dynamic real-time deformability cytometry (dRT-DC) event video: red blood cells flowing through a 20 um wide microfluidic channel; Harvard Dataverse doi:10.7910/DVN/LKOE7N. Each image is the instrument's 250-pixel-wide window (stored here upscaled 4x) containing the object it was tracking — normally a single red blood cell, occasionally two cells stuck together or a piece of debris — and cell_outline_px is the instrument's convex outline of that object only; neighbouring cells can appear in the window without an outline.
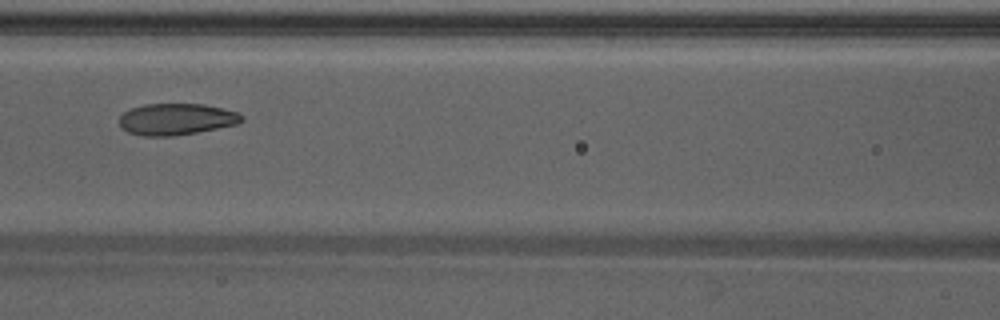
{"species": "Egyptian fruit bat (a non-hibernating species)", "species_latin": "Rousettus aegyptiacus", "temperature_condition": "warm", "stored_images_in_passage": 47, "camera_frame_rate_fps": 3000, "um_per_image_px": 0.085, "animal": {"sex": "male"}, "frame": {"image": 1, "passage_image": 22, "time_ms": 7.0, "image_size_px": [1000, 320], "cell_outline_px": [[244, 120], [236, 124], [196, 132], [172, 136], [144, 136], [128, 132], [120, 128], [120, 116], [128, 108], [144, 104], [204, 104], [236, 112], [244, 116]], "centroid_in_image_um": [14.94, 10.13], "position_along_channel_um": 151.7, "area_um2": 22.43}}
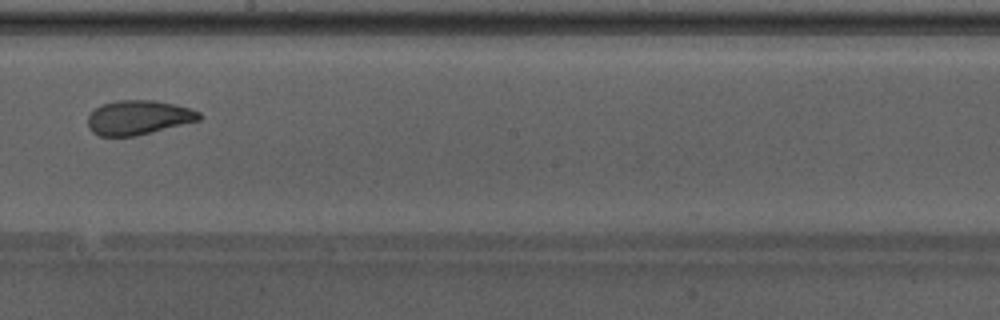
{"frame": {"image": 2, "passage_image": 28, "time_ms": 9.0, "image_size_px": [1000, 320], "cell_outline_px": [[200, 120], [136, 136], [100, 136], [92, 132], [88, 128], [88, 116], [100, 104], [116, 100], [156, 100], [188, 108], [200, 112]], "centroid_in_image_um": [11.73, 9.99], "position_along_channel_um": 236.5, "area_um2": 22.25}}
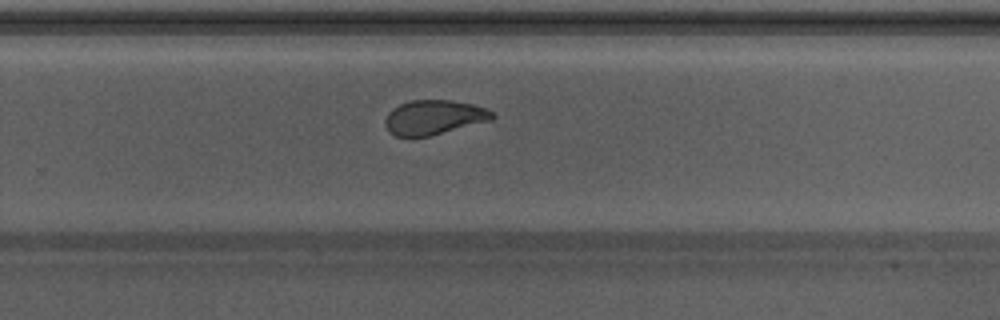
{"frame": {"image": 3, "passage_image": 32, "time_ms": 10.333, "image_size_px": [1000, 320], "cell_outline_px": [[496, 116], [492, 120], [428, 136], [396, 136], [388, 132], [384, 124], [384, 120], [388, 112], [392, 108], [400, 104], [412, 100], [452, 100], [472, 104], [488, 108]], "centroid_in_image_um": [36.87, 9.96], "position_along_channel_um": 292.9, "area_um2": 21.62}, "authors_computed_cell_mechanics": {"area_um2": 23.698, "velocity_mm_per_s": 4.2537, "shape_relaxation_time_tau1_ms": 9.0383, "shape_relaxation_time_tau2_ms": 1.3431, "deformation_change_tau1": 0.2268, "deformation_change_tau2": 0.0767}}